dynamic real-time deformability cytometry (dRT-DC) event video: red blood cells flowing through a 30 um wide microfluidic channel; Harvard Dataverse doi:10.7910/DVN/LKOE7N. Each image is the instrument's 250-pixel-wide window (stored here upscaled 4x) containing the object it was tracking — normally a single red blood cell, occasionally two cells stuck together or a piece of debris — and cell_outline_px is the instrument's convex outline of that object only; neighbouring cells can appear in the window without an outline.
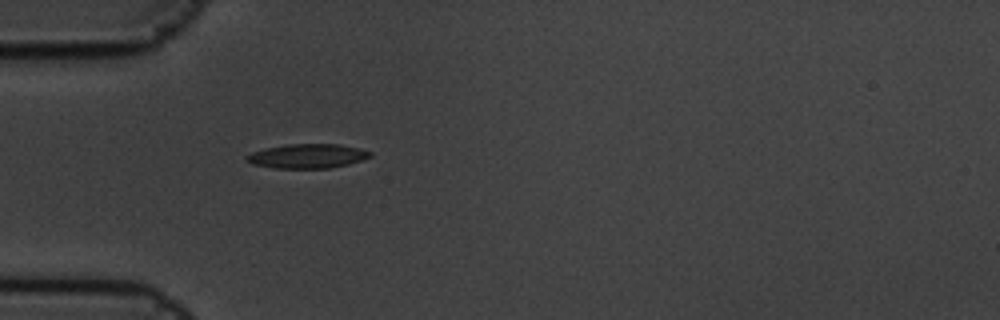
{"species": "common noctule bat (a hibernating species)", "species_latin": "Nyctalus noctula", "temperature_condition": "cold", "stored_images_in_passage": 1, "camera_frame_rate_fps": 3000, "um_per_image_px": 0.085, "animal": {"sex": "male", "body_mass_g": 19.5, "forearm_length_mm": 54.6}, "frame": {"image": 1, "passage_image": 1, "time_ms": 0.0, "image_size_px": [1000, 320], "cell_outline_px": [[372, 156], [348, 164], [328, 168], [276, 168], [252, 164], [244, 156], [252, 152], [264, 148], [288, 144], [336, 144], [360, 148], [372, 152]], "centroid_in_image_um": [26.12, 13.26], "position_along_channel_um": 58.9, "area_um2": 17.4}}